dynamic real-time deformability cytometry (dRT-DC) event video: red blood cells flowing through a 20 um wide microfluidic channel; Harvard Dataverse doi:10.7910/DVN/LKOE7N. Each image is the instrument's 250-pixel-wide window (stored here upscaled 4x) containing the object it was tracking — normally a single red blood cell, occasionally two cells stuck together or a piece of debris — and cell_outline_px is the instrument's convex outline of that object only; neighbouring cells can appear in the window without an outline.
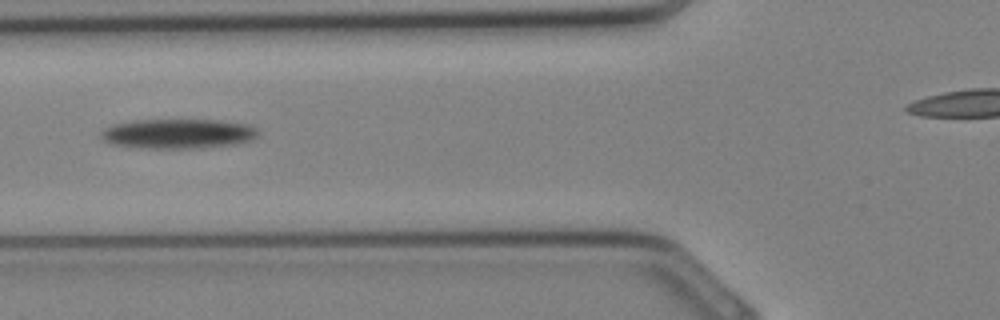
{"species": "Egyptian fruit bat (a non-hibernating species)", "species_latin": "Rousettus aegyptiacus", "temperature_condition": "cold", "stored_images_in_passage": 27, "camera_frame_rate_fps": 3000, "um_per_image_px": 0.085, "animal": {"sex": "female"}, "frame": {"image": 1, "passage_image": 7, "time_ms": 2.0, "image_size_px": [1000, 320], "cell_outline_px": [[260, 132], [252, 140], [236, 144], [200, 148], [144, 148], [108, 144], [100, 140], [100, 132], [104, 128], [112, 124], [136, 120], [220, 120], [248, 124], [256, 128]], "centroid_in_image_um": [15.1, 11.37], "position_along_channel_um": 110.7, "area_um2": 27.57}}